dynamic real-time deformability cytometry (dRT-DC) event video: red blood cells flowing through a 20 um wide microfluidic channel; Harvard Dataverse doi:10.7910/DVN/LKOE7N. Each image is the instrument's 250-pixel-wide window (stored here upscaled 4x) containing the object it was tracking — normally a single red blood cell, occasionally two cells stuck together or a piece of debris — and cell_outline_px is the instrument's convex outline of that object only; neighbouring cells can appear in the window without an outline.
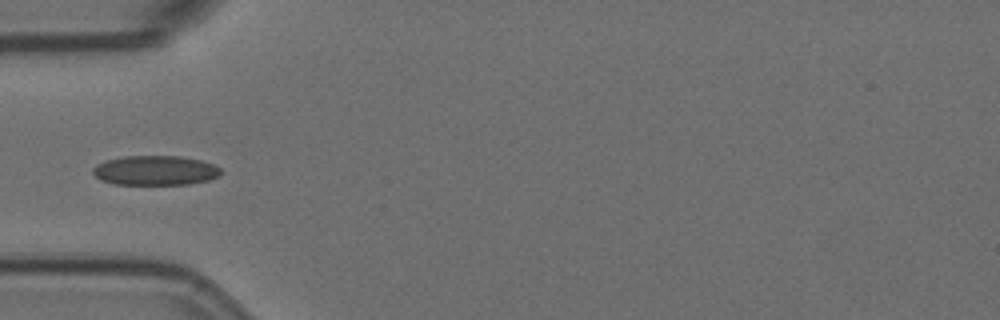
{"species": "Egyptian fruit bat (a non-hibernating species)", "species_latin": "Rousettus aegyptiacus", "temperature_condition": "room temperature", "stored_images_in_passage": 8, "camera_frame_rate_fps": 3000, "um_per_image_px": 0.085, "animal": {"sex": "female"}, "frame": {"image": 1, "passage_image": 1, "time_ms": 0.0, "image_size_px": [1000, 320], "cell_outline_px": [[224, 172], [220, 176], [208, 180], [188, 184], [116, 184], [100, 180], [92, 172], [92, 168], [96, 164], [104, 160], [124, 156], [180, 156], [200, 160], [212, 164], [220, 168]], "centroid_in_image_um": [13.19, 14.48], "position_along_channel_um": 71.8, "area_um2": 22.2}}
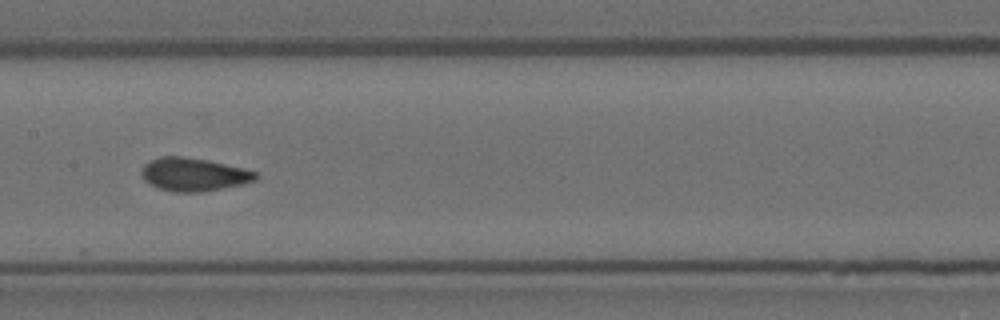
{"frame": {"image": 2, "passage_image": 4, "time_ms": 1.0, "image_size_px": [1000, 320], "cell_outline_px": [[260, 176], [256, 180], [244, 184], [200, 192], [172, 192], [156, 188], [148, 184], [144, 180], [140, 172], [144, 164], [160, 156], [184, 156], [208, 160], [244, 168], [256, 172]], "centroid_in_image_um": [16.45, 14.83], "position_along_channel_um": 190.9, "area_um2": 22.37}}
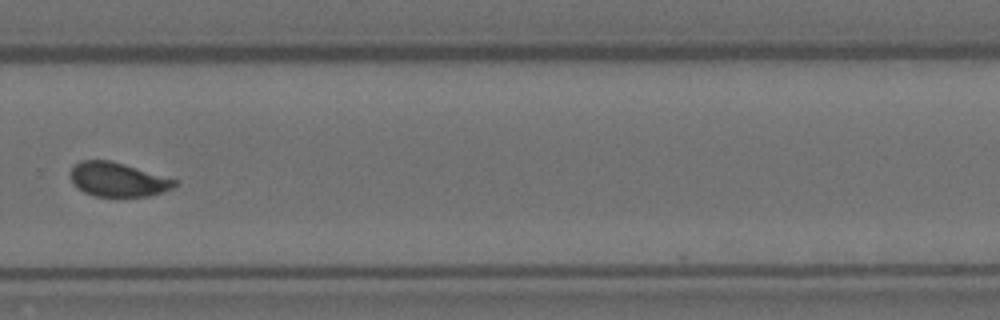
{"frame": {"image": 3, "passage_image": 7, "time_ms": 2.0, "image_size_px": [1000, 320], "cell_outline_px": [[176, 184], [172, 188], [164, 192], [148, 196], [96, 196], [84, 192], [76, 188], [72, 184], [72, 164], [80, 160], [108, 160], [124, 164], [176, 180]], "centroid_in_image_um": [9.97, 15.26], "position_along_channel_um": 319.8, "area_um2": 20.52}}